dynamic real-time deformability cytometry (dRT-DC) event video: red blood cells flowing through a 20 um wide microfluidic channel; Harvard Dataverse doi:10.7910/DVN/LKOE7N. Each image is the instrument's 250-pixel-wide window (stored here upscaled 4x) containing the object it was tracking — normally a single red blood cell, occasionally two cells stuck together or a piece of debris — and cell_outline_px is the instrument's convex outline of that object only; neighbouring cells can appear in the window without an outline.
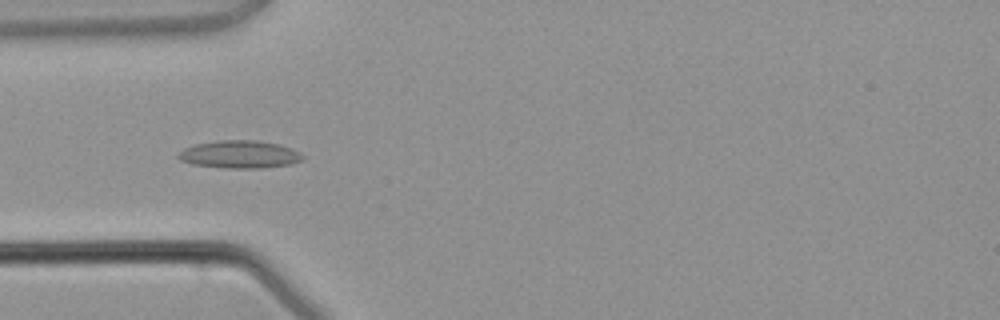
{"species": "common noctule bat (a hibernating species)", "species_latin": "Nyctalus noctula", "temperature_condition": "warm", "stored_images_in_passage": 4, "camera_frame_rate_fps": 3000, "um_per_image_px": 0.085, "animal": {"sex": "male", "body_mass_g": 21.5, "forearm_length_mm": 52.0}, "frame": {"image": 1, "passage_image": 4, "time_ms": 3.333, "image_size_px": [1000, 320], "cell_outline_px": [[304, 156], [300, 160], [292, 164], [264, 168], [228, 168], [192, 164], [180, 160], [176, 156], [184, 148], [196, 144], [216, 140], [260, 140], [280, 144], [300, 152]], "centroid_in_image_um": [20.38, 13.12], "position_along_channel_um": 64.6, "area_um2": 20.17}}